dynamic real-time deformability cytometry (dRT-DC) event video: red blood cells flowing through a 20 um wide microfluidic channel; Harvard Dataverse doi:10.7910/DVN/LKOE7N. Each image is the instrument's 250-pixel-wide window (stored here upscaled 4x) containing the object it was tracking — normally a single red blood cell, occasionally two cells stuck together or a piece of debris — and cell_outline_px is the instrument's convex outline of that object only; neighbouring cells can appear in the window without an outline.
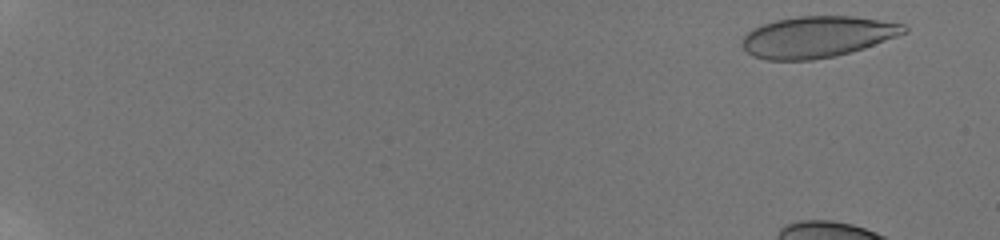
{"species": "human", "species_latin": "Homo sapiens", "temperature_condition": "room temperature", "stored_images_in_passage": 9, "camera_frame_rate_fps": 3000, "um_per_image_px": 0.085, "donor": {"sex": "male"}, "frame": {"image": 1, "passage_image": 3, "time_ms": 1.0, "image_size_px": [1000, 240], "cell_outline_px": [[908, 32], [836, 56], [812, 60], [768, 60], [752, 56], [744, 48], [740, 40], [752, 28], [776, 20], [796, 16], [856, 16], [904, 24], [908, 28]], "centroid_in_image_um": [69.43, 3.12], "position_along_channel_um": 15.6, "area_um2": 38.67}}